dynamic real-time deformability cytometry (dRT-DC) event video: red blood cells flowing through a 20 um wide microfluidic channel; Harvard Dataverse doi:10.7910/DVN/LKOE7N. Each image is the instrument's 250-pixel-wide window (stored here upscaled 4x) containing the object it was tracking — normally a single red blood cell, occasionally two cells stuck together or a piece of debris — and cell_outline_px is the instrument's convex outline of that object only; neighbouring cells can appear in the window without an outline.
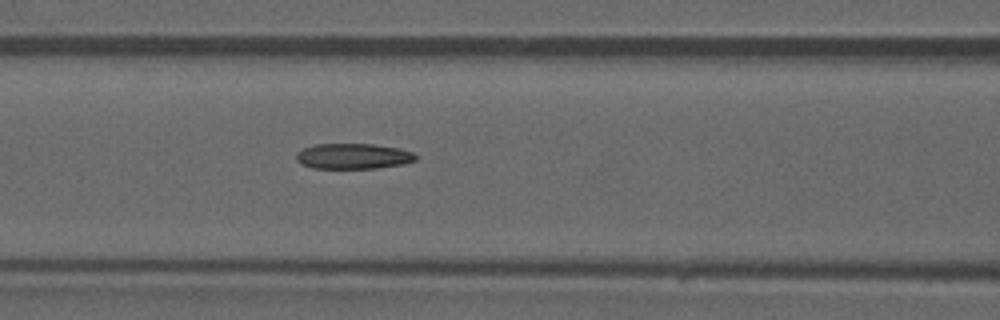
{"species": "common noctule bat (a hibernating species)", "species_latin": "Nyctalus noctula", "temperature_condition": "warm", "stored_images_in_passage": 46, "camera_frame_rate_fps": 3000, "um_per_image_px": 0.085, "animal": {"sex": "male", "forearm_length_mm": 52.5}, "frame": {"image": 1, "passage_image": 20, "time_ms": 6.333, "image_size_px": [1000, 320], "cell_outline_px": [[416, 160], [404, 164], [376, 168], [312, 168], [300, 164], [296, 160], [296, 152], [312, 144], [372, 144], [400, 148], [412, 152], [416, 156]], "centroid_in_image_um": [29.99, 13.27], "position_along_channel_um": 136.6, "area_um2": 17.86}}